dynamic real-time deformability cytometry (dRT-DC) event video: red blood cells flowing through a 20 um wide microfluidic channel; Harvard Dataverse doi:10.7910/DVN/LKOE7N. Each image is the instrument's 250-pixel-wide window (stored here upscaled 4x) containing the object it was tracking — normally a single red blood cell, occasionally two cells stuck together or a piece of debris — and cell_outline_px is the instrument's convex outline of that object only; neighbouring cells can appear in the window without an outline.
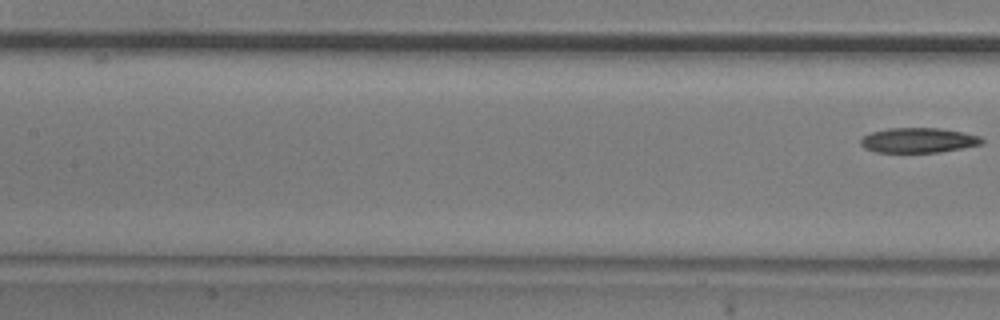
{"species": "common noctule bat (a hibernating species)", "species_latin": "Nyctalus noctula", "temperature_condition": "room temperature", "stored_images_in_passage": 10, "camera_frame_rate_fps": 3000, "um_per_image_px": 0.085, "animal": {"sex": "male", "body_mass_g": 20.5, "forearm_length_mm": 52.5}, "frame": {"image": 1, "passage_image": 10, "time_ms": 10.333, "image_size_px": [1000, 320], "cell_outline_px": [[984, 144], [940, 152], [876, 152], [864, 148], [860, 144], [860, 140], [864, 136], [872, 132], [888, 128], [940, 128], [980, 136], [984, 140]], "centroid_in_image_um": [78.07, 11.92], "position_along_channel_um": 129.3, "area_um2": 17.57}}